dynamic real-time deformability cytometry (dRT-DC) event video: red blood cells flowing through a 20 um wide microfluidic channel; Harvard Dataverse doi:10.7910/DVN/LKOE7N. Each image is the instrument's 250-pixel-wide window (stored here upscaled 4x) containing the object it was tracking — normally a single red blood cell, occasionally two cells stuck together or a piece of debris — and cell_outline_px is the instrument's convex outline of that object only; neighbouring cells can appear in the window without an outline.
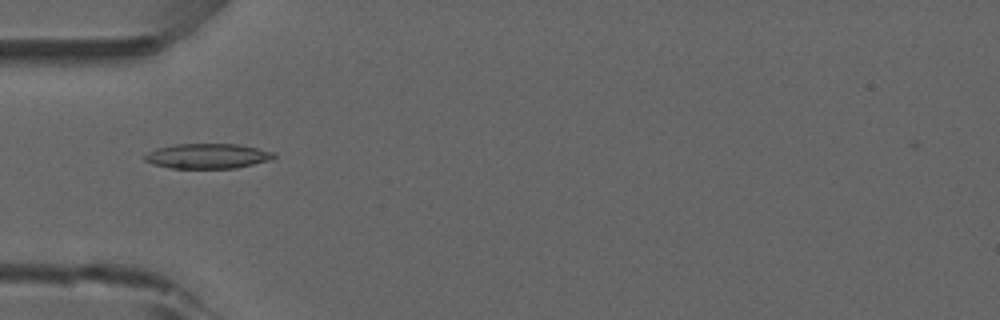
{"species": "common noctule bat (a hibernating species)", "species_latin": "Nyctalus noctula", "temperature_condition": "room temperature", "stored_images_in_passage": 37, "camera_frame_rate_fps": 3000, "um_per_image_px": 0.085, "animal": {"sex": "male", "forearm_length_mm": 52.5}, "frame": {"image": 1, "passage_image": 1, "time_ms": 0.0, "image_size_px": [1000, 320], "cell_outline_px": [[276, 156], [268, 160], [236, 168], [172, 168], [152, 164], [144, 160], [144, 156], [148, 152], [156, 148], [172, 144], [236, 144], [276, 152]], "centroid_in_image_um": [17.6, 13.26], "position_along_channel_um": 67.4, "area_um2": 18.73}}
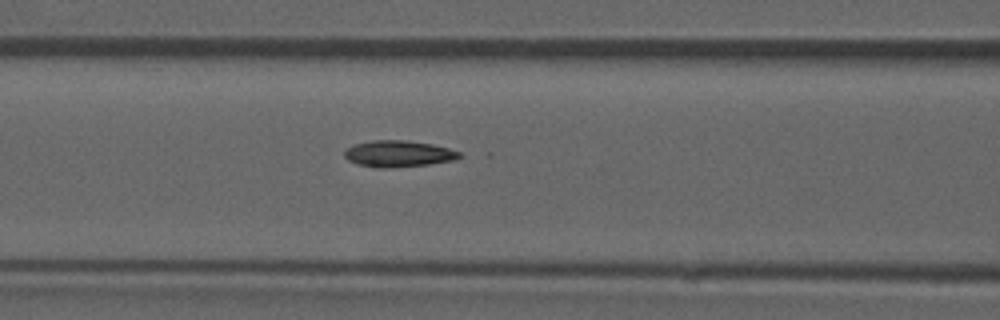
{"frame": {"image": 2, "passage_image": 6, "time_ms": 1.667, "image_size_px": [1000, 320], "cell_outline_px": [[464, 156], [456, 160], [428, 164], [392, 168], [376, 168], [356, 164], [348, 160], [344, 156], [344, 148], [356, 144], [372, 140], [404, 140], [432, 144], [448, 148], [460, 152]], "centroid_in_image_um": [33.86, 13.08], "position_along_channel_um": 132.7, "area_um2": 17.92}, "authors_computed_cell_mechanics": {"area_um2": 17.4556, "velocity_mm_per_s": 3.9145, "shape_relaxation_time_tau1_ms": null, "shape_relaxation_time_tau2_ms": 3.1365, "deformation_change_tau1": null, "deformation_change_tau2": 0.0899}}